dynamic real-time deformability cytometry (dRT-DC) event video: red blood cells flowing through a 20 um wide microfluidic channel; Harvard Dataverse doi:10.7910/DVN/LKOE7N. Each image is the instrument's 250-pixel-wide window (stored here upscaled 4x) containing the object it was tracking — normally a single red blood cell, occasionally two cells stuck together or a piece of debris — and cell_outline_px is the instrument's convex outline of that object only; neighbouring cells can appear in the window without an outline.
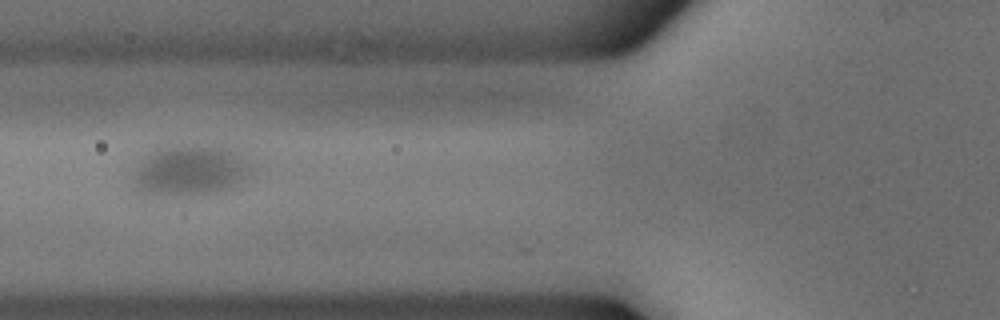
{"species": "common noctule bat (a hibernating species)", "species_latin": "Nyctalus noctula", "temperature_condition": "cold", "stored_images_in_passage": 8, "camera_frame_rate_fps": 3000, "um_per_image_px": 0.085, "animal": {"sex": "male", "body_mass_g": 18.8}, "frame": {"image": 1, "passage_image": 6, "time_ms": 1.667, "image_size_px": [1000, 320], "cell_outline_px": [[252, 168], [228, 188], [212, 192], [144, 192], [136, 188], [136, 172], [140, 160], [144, 152], [160, 140], [180, 140], [236, 144]], "centroid_in_image_um": [16.17, 14.18], "position_along_channel_um": 109.6, "area_um2": 36.24}}
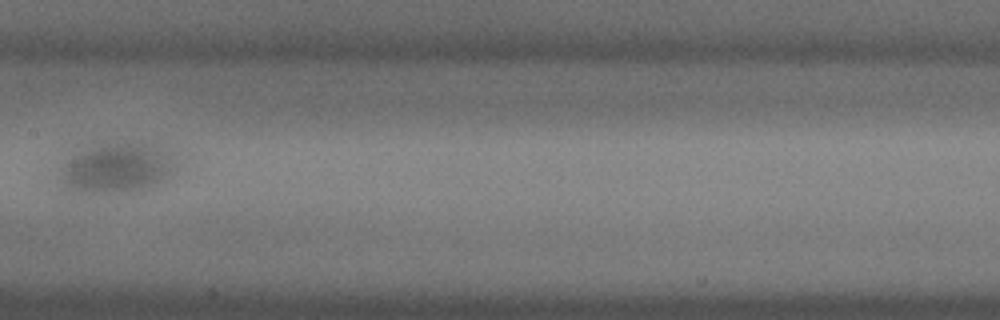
{"frame": {"image": 2, "passage_image": 8, "time_ms": 2.333, "image_size_px": [1000, 320], "cell_outline_px": [[180, 152], [176, 164], [168, 172], [152, 184], [140, 188], [108, 192], [84, 192], [68, 188], [64, 180], [64, 156], [76, 144], [92, 140], [152, 140]], "centroid_in_image_um": [9.93, 14.01], "position_along_channel_um": 197.5, "area_um2": 35.84}}